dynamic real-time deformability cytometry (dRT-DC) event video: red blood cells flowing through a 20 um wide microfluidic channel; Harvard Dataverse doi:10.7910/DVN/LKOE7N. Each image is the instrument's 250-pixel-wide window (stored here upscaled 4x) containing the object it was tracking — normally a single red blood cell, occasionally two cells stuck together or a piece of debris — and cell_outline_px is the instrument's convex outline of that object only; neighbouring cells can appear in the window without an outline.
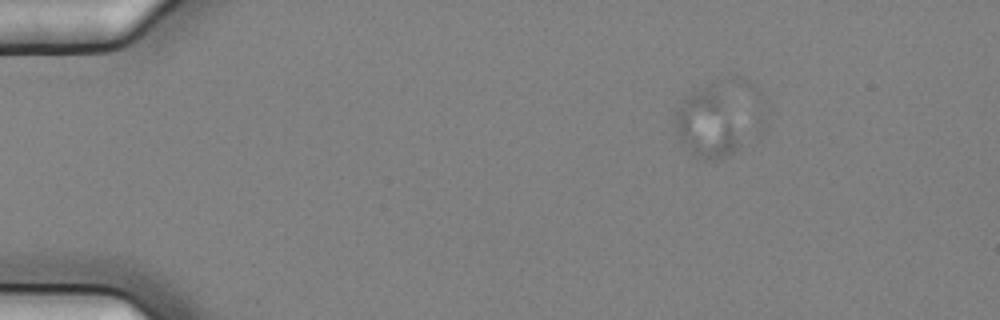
{"species": "common noctule bat (a hibernating species)", "species_latin": "Nyctalus noctula", "temperature_condition": "cold", "stored_images_in_passage": 4, "camera_frame_rate_fps": 3000, "um_per_image_px": 0.085, "animal": {"sex": "female", "body_mass_g": 25.1}, "frame": {"image": 1, "passage_image": 1, "time_ms": 0.0, "image_size_px": [1000, 320], "cell_outline_px": [[740, 144], [736, 148], [716, 160], [712, 160], [696, 156], [680, 140], [676, 128], [676, 112], [684, 100], [692, 92], [720, 80]], "centroid_in_image_um": [60.1, 10.47], "position_along_channel_um": 24.9, "area_um2": 25.09}}
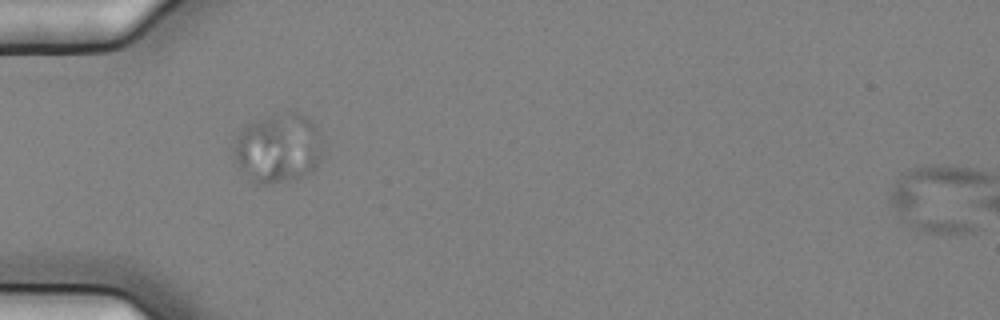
{"frame": {"image": 2, "passage_image": 4, "time_ms": 1.0, "image_size_px": [1000, 320], "cell_outline_px": [[320, 160], [316, 168], [312, 172], [300, 176], [268, 184], [256, 184], [240, 168], [232, 152], [232, 148], [236, 136], [244, 124], [268, 116], [288, 112], [300, 112], [312, 120], [316, 124], [320, 132]], "centroid_in_image_um": [23.62, 12.55], "position_along_channel_um": 61.4, "area_um2": 36.01}}